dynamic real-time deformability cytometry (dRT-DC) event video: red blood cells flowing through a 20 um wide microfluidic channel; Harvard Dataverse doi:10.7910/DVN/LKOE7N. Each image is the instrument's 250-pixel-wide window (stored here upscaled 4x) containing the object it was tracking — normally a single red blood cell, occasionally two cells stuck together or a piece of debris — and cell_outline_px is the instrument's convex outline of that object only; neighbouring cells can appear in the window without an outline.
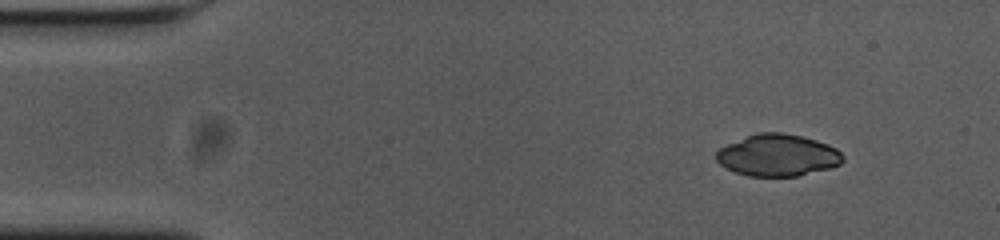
{"species": "common noctule bat (a hibernating species)", "species_latin": "Nyctalus noctula", "temperature_condition": "cold", "stored_images_in_passage": 51, "camera_frame_rate_fps": 3000, "um_per_image_px": 0.085, "animal": {"sex": "female", "body_mass_g": 23.0, "forearm_length_mm": 53.4}, "frame": {"image": 1, "passage_image": 1, "time_ms": 0.0, "image_size_px": [1000, 240], "cell_outline_px": [[844, 160], [840, 164], [828, 168], [796, 176], [748, 176], [736, 172], [720, 164], [716, 160], [716, 152], [720, 148], [728, 144], [756, 132], [784, 132], [816, 140], [828, 144], [836, 148], [844, 156]], "centroid_in_image_um": [66.11, 13.19], "position_along_channel_um": 18.9, "area_um2": 30.69}}
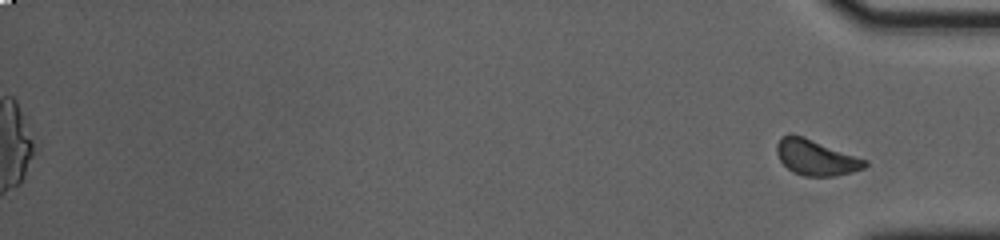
{"frame": {"image": 2, "passage_image": 51, "time_ms": 16.667, "image_size_px": [1000, 240], "cell_outline_px": [[868, 164], [864, 168], [852, 172], [836, 176], [804, 176], [792, 172], [780, 160], [776, 152], [776, 144], [788, 132], [792, 132], [804, 136], [868, 160]], "centroid_in_image_um": [69.35, 13.37], "position_along_channel_um": 365.8, "area_um2": 18.5}}